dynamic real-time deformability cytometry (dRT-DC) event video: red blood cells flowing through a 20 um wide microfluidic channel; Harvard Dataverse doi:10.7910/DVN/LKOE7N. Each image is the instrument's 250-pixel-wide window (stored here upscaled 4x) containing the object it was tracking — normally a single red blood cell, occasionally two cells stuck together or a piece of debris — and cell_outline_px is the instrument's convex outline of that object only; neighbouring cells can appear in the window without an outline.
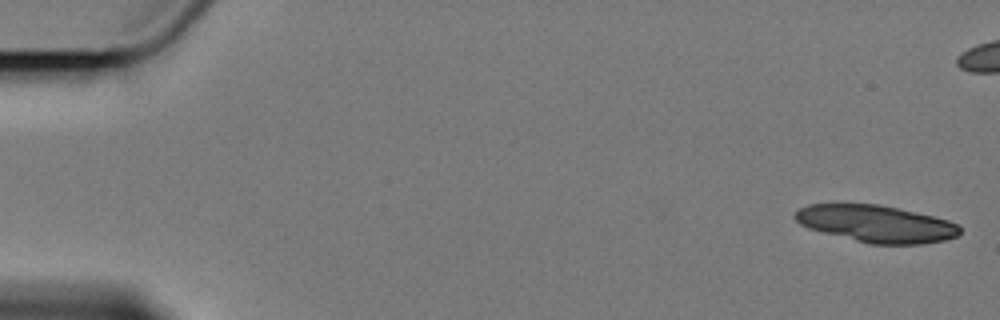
{"species": "Egyptian fruit bat (a non-hibernating species)", "species_latin": "Rousettus aegyptiacus", "temperature_condition": "cold", "stored_images_in_passage": 6, "camera_frame_rate_fps": 3000, "um_per_image_px": 0.085, "animal": {"sex": "female"}, "frame": {"image": 1, "passage_image": 1, "time_ms": 0.0, "image_size_px": [1000, 320], "cell_outline_px": [[960, 232], [956, 236], [944, 240], [920, 244], [868, 244], [808, 228], [800, 224], [792, 216], [800, 208], [808, 204], [880, 204], [900, 208], [948, 220], [960, 224]], "centroid_in_image_um": [74.47, 19.01], "position_along_channel_um": 10.5, "area_um2": 35.6}}
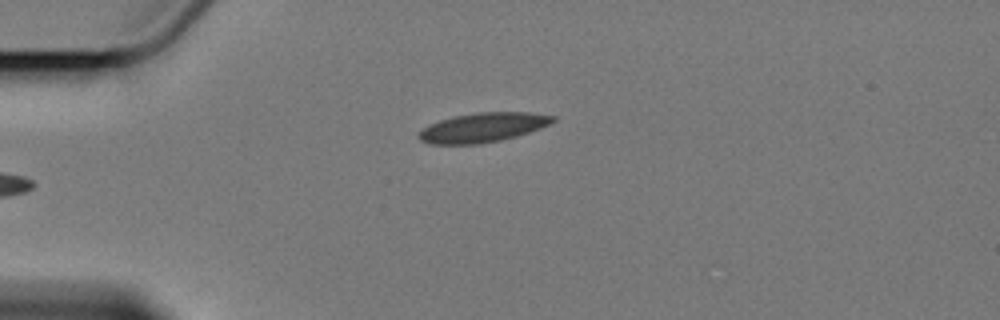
{"frame": {"image": 2, "passage_image": 6, "time_ms": 6.667, "image_size_px": [1000, 320], "cell_outline_px": [[556, 120], [540, 128], [516, 136], [500, 140], [480, 144], [432, 144], [420, 140], [416, 136], [424, 128], [440, 120], [452, 116], [476, 112], [528, 112], [556, 116]], "centroid_in_image_um": [41.04, 10.83], "position_along_channel_um": 44.0, "area_um2": 22.83}}